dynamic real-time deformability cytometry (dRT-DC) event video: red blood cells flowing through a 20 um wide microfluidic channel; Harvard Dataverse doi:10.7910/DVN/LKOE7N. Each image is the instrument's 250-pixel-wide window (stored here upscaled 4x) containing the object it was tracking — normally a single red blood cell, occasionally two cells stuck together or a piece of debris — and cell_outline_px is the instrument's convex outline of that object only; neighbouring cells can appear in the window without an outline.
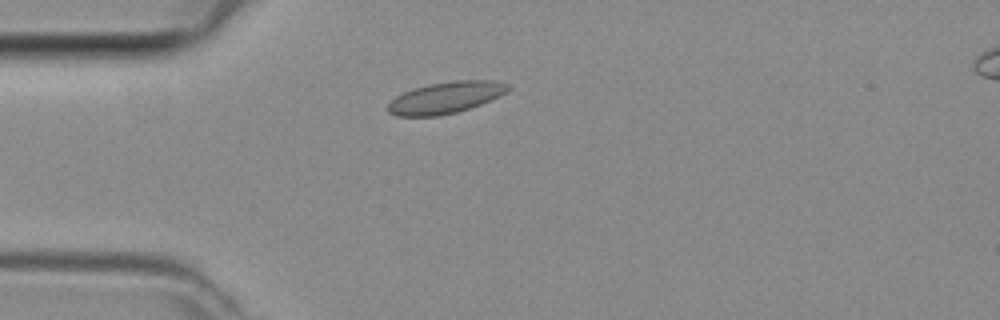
{"species": "common noctule bat (a hibernating species)", "species_latin": "Nyctalus noctula", "temperature_condition": "room temperature", "stored_images_in_passage": 3, "camera_frame_rate_fps": 3000, "um_per_image_px": 0.085, "animal": {"sex": "female", "body_mass_g": 29.2, "forearm_length_mm": 56.3}, "frame": {"image": 1, "passage_image": 2, "time_ms": 0.333, "image_size_px": [1000, 320], "cell_outline_px": [[512, 88], [500, 96], [480, 104], [456, 112], [440, 116], [396, 116], [388, 112], [388, 104], [396, 96], [404, 92], [428, 84], [456, 80], [496, 80], [508, 84]], "centroid_in_image_um": [37.9, 8.29], "position_along_channel_um": 47.1, "area_um2": 22.02}}